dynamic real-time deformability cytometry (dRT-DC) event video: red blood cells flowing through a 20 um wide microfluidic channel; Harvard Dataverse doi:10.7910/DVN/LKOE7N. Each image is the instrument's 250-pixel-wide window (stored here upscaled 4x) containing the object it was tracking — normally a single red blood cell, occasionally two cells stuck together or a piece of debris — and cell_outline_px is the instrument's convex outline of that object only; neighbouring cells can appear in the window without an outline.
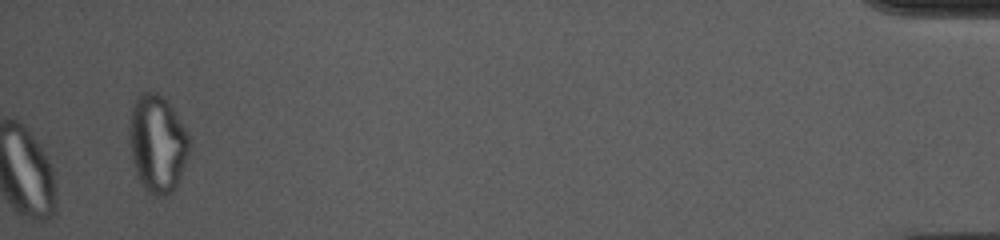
{"species": "common noctule bat (a hibernating species)", "species_latin": "Nyctalus noctula", "temperature_condition": "cold", "stored_images_in_passage": 54, "camera_frame_rate_fps": 3000, "um_per_image_px": 0.085, "animal": {"sex": "female", "body_mass_g": 10.0, "forearm_length_mm": 53.1}, "frame": {"image": 1, "passage_image": 54, "time_ms": 17.667, "image_size_px": [1000, 240], "cell_outline_px": [[192, 144], [180, 176], [172, 192], [164, 196], [156, 196], [148, 192], [144, 188], [136, 172], [128, 140], [128, 128], [132, 108], [136, 96], [144, 92], [156, 92], [164, 96], [188, 132], [192, 140]], "centroid_in_image_um": [13.38, 12.17], "position_along_channel_um": 421.8, "area_um2": 34.28}}